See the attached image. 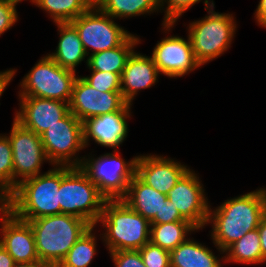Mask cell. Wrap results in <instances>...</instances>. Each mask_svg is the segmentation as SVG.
<instances>
[{
  "label": "cell",
  "mask_w": 266,
  "mask_h": 267,
  "mask_svg": "<svg viewBox=\"0 0 266 267\" xmlns=\"http://www.w3.org/2000/svg\"><path fill=\"white\" fill-rule=\"evenodd\" d=\"M201 1L202 0H160V12L162 13V11H164L161 24L162 33H171L172 28L176 25L178 19L181 18L188 9ZM202 2L205 4V10L215 8L214 0H203Z\"/></svg>",
  "instance_id": "29"
},
{
  "label": "cell",
  "mask_w": 266,
  "mask_h": 267,
  "mask_svg": "<svg viewBox=\"0 0 266 267\" xmlns=\"http://www.w3.org/2000/svg\"><path fill=\"white\" fill-rule=\"evenodd\" d=\"M127 102L121 92H100L89 86L79 75L76 78L70 112L82 123L92 117L120 111Z\"/></svg>",
  "instance_id": "14"
},
{
  "label": "cell",
  "mask_w": 266,
  "mask_h": 267,
  "mask_svg": "<svg viewBox=\"0 0 266 267\" xmlns=\"http://www.w3.org/2000/svg\"><path fill=\"white\" fill-rule=\"evenodd\" d=\"M206 195L198 173L189 169L168 192L167 199L185 220L202 230L207 224L210 208Z\"/></svg>",
  "instance_id": "12"
},
{
  "label": "cell",
  "mask_w": 266,
  "mask_h": 267,
  "mask_svg": "<svg viewBox=\"0 0 266 267\" xmlns=\"http://www.w3.org/2000/svg\"><path fill=\"white\" fill-rule=\"evenodd\" d=\"M260 237V245L263 255V263H266V216L260 221L259 226L257 227Z\"/></svg>",
  "instance_id": "38"
},
{
  "label": "cell",
  "mask_w": 266,
  "mask_h": 267,
  "mask_svg": "<svg viewBox=\"0 0 266 267\" xmlns=\"http://www.w3.org/2000/svg\"><path fill=\"white\" fill-rule=\"evenodd\" d=\"M96 226L88 229L70 248L57 267H89L97 255ZM96 235V236H95Z\"/></svg>",
  "instance_id": "28"
},
{
  "label": "cell",
  "mask_w": 266,
  "mask_h": 267,
  "mask_svg": "<svg viewBox=\"0 0 266 267\" xmlns=\"http://www.w3.org/2000/svg\"><path fill=\"white\" fill-rule=\"evenodd\" d=\"M15 264L14 259L0 244V267H13Z\"/></svg>",
  "instance_id": "39"
},
{
  "label": "cell",
  "mask_w": 266,
  "mask_h": 267,
  "mask_svg": "<svg viewBox=\"0 0 266 267\" xmlns=\"http://www.w3.org/2000/svg\"><path fill=\"white\" fill-rule=\"evenodd\" d=\"M13 267H46L40 261L35 262H15Z\"/></svg>",
  "instance_id": "40"
},
{
  "label": "cell",
  "mask_w": 266,
  "mask_h": 267,
  "mask_svg": "<svg viewBox=\"0 0 266 267\" xmlns=\"http://www.w3.org/2000/svg\"><path fill=\"white\" fill-rule=\"evenodd\" d=\"M89 154L84 156L80 168L107 200L122 199L135 176L138 155L127 161L121 157L119 150H112L99 157Z\"/></svg>",
  "instance_id": "7"
},
{
  "label": "cell",
  "mask_w": 266,
  "mask_h": 267,
  "mask_svg": "<svg viewBox=\"0 0 266 267\" xmlns=\"http://www.w3.org/2000/svg\"><path fill=\"white\" fill-rule=\"evenodd\" d=\"M215 254L209 247L189 236L170 251V267H223L226 265L224 254H221V257Z\"/></svg>",
  "instance_id": "22"
},
{
  "label": "cell",
  "mask_w": 266,
  "mask_h": 267,
  "mask_svg": "<svg viewBox=\"0 0 266 267\" xmlns=\"http://www.w3.org/2000/svg\"><path fill=\"white\" fill-rule=\"evenodd\" d=\"M94 5L117 20L160 12V0H94Z\"/></svg>",
  "instance_id": "24"
},
{
  "label": "cell",
  "mask_w": 266,
  "mask_h": 267,
  "mask_svg": "<svg viewBox=\"0 0 266 267\" xmlns=\"http://www.w3.org/2000/svg\"><path fill=\"white\" fill-rule=\"evenodd\" d=\"M17 70L18 69L10 68L4 71H0V98L7 86L10 85L11 81L15 77Z\"/></svg>",
  "instance_id": "36"
},
{
  "label": "cell",
  "mask_w": 266,
  "mask_h": 267,
  "mask_svg": "<svg viewBox=\"0 0 266 267\" xmlns=\"http://www.w3.org/2000/svg\"><path fill=\"white\" fill-rule=\"evenodd\" d=\"M108 253L115 267H146L139 250H121Z\"/></svg>",
  "instance_id": "34"
},
{
  "label": "cell",
  "mask_w": 266,
  "mask_h": 267,
  "mask_svg": "<svg viewBox=\"0 0 266 267\" xmlns=\"http://www.w3.org/2000/svg\"><path fill=\"white\" fill-rule=\"evenodd\" d=\"M90 76H80L89 86L100 92H121V77L116 73L89 70Z\"/></svg>",
  "instance_id": "31"
},
{
  "label": "cell",
  "mask_w": 266,
  "mask_h": 267,
  "mask_svg": "<svg viewBox=\"0 0 266 267\" xmlns=\"http://www.w3.org/2000/svg\"><path fill=\"white\" fill-rule=\"evenodd\" d=\"M141 41L137 34H131L120 46L88 56L87 68L96 71H109L121 77L129 56L141 44Z\"/></svg>",
  "instance_id": "23"
},
{
  "label": "cell",
  "mask_w": 266,
  "mask_h": 267,
  "mask_svg": "<svg viewBox=\"0 0 266 267\" xmlns=\"http://www.w3.org/2000/svg\"><path fill=\"white\" fill-rule=\"evenodd\" d=\"M154 64L163 76L180 78L199 69L189 36L187 39L178 36H165L157 41L151 53Z\"/></svg>",
  "instance_id": "13"
},
{
  "label": "cell",
  "mask_w": 266,
  "mask_h": 267,
  "mask_svg": "<svg viewBox=\"0 0 266 267\" xmlns=\"http://www.w3.org/2000/svg\"><path fill=\"white\" fill-rule=\"evenodd\" d=\"M40 137L46 156L52 165L81 166L84 156L80 157L79 152L86 148L83 123L71 112L49 127Z\"/></svg>",
  "instance_id": "9"
},
{
  "label": "cell",
  "mask_w": 266,
  "mask_h": 267,
  "mask_svg": "<svg viewBox=\"0 0 266 267\" xmlns=\"http://www.w3.org/2000/svg\"><path fill=\"white\" fill-rule=\"evenodd\" d=\"M189 169L187 164L168 156L140 154L136 161L135 175L146 185L167 195Z\"/></svg>",
  "instance_id": "17"
},
{
  "label": "cell",
  "mask_w": 266,
  "mask_h": 267,
  "mask_svg": "<svg viewBox=\"0 0 266 267\" xmlns=\"http://www.w3.org/2000/svg\"><path fill=\"white\" fill-rule=\"evenodd\" d=\"M198 231L199 229L189 221L151 224L150 242L171 251L183 243L193 232L196 233Z\"/></svg>",
  "instance_id": "26"
},
{
  "label": "cell",
  "mask_w": 266,
  "mask_h": 267,
  "mask_svg": "<svg viewBox=\"0 0 266 267\" xmlns=\"http://www.w3.org/2000/svg\"><path fill=\"white\" fill-rule=\"evenodd\" d=\"M31 3L45 11L53 23H66L85 13L94 0H33Z\"/></svg>",
  "instance_id": "27"
},
{
  "label": "cell",
  "mask_w": 266,
  "mask_h": 267,
  "mask_svg": "<svg viewBox=\"0 0 266 267\" xmlns=\"http://www.w3.org/2000/svg\"><path fill=\"white\" fill-rule=\"evenodd\" d=\"M146 267H170V251L151 242L139 249Z\"/></svg>",
  "instance_id": "32"
},
{
  "label": "cell",
  "mask_w": 266,
  "mask_h": 267,
  "mask_svg": "<svg viewBox=\"0 0 266 267\" xmlns=\"http://www.w3.org/2000/svg\"><path fill=\"white\" fill-rule=\"evenodd\" d=\"M8 209V197L0 190V214Z\"/></svg>",
  "instance_id": "41"
},
{
  "label": "cell",
  "mask_w": 266,
  "mask_h": 267,
  "mask_svg": "<svg viewBox=\"0 0 266 267\" xmlns=\"http://www.w3.org/2000/svg\"><path fill=\"white\" fill-rule=\"evenodd\" d=\"M21 2L23 0L0 1V37L17 23L19 19L17 4Z\"/></svg>",
  "instance_id": "33"
},
{
  "label": "cell",
  "mask_w": 266,
  "mask_h": 267,
  "mask_svg": "<svg viewBox=\"0 0 266 267\" xmlns=\"http://www.w3.org/2000/svg\"><path fill=\"white\" fill-rule=\"evenodd\" d=\"M0 190L9 197L13 193V154L8 136L0 134Z\"/></svg>",
  "instance_id": "30"
},
{
  "label": "cell",
  "mask_w": 266,
  "mask_h": 267,
  "mask_svg": "<svg viewBox=\"0 0 266 267\" xmlns=\"http://www.w3.org/2000/svg\"><path fill=\"white\" fill-rule=\"evenodd\" d=\"M13 154V192L17 185L30 177L41 174L44 162L49 163L40 135L23 127L13 119L12 128L6 134Z\"/></svg>",
  "instance_id": "11"
},
{
  "label": "cell",
  "mask_w": 266,
  "mask_h": 267,
  "mask_svg": "<svg viewBox=\"0 0 266 267\" xmlns=\"http://www.w3.org/2000/svg\"><path fill=\"white\" fill-rule=\"evenodd\" d=\"M25 221L32 227L37 256L46 267H57L76 241L92 227L87 221L70 214Z\"/></svg>",
  "instance_id": "2"
},
{
  "label": "cell",
  "mask_w": 266,
  "mask_h": 267,
  "mask_svg": "<svg viewBox=\"0 0 266 267\" xmlns=\"http://www.w3.org/2000/svg\"><path fill=\"white\" fill-rule=\"evenodd\" d=\"M21 181L8 197V209L19 219L60 214V166Z\"/></svg>",
  "instance_id": "4"
},
{
  "label": "cell",
  "mask_w": 266,
  "mask_h": 267,
  "mask_svg": "<svg viewBox=\"0 0 266 267\" xmlns=\"http://www.w3.org/2000/svg\"><path fill=\"white\" fill-rule=\"evenodd\" d=\"M225 263L258 265L263 264L259 231L245 233L238 241L224 251Z\"/></svg>",
  "instance_id": "25"
},
{
  "label": "cell",
  "mask_w": 266,
  "mask_h": 267,
  "mask_svg": "<svg viewBox=\"0 0 266 267\" xmlns=\"http://www.w3.org/2000/svg\"><path fill=\"white\" fill-rule=\"evenodd\" d=\"M132 105L126 104L120 111L102 114L83 122L84 144L90 140L101 147L118 150L128 136V120L132 117Z\"/></svg>",
  "instance_id": "15"
},
{
  "label": "cell",
  "mask_w": 266,
  "mask_h": 267,
  "mask_svg": "<svg viewBox=\"0 0 266 267\" xmlns=\"http://www.w3.org/2000/svg\"><path fill=\"white\" fill-rule=\"evenodd\" d=\"M19 110L14 119L38 135L62 120L69 112V103L56 99L18 97Z\"/></svg>",
  "instance_id": "16"
},
{
  "label": "cell",
  "mask_w": 266,
  "mask_h": 267,
  "mask_svg": "<svg viewBox=\"0 0 266 267\" xmlns=\"http://www.w3.org/2000/svg\"><path fill=\"white\" fill-rule=\"evenodd\" d=\"M266 216V188H257L237 197L229 198L209 208L206 227L211 226L212 243L220 254L245 233L255 230Z\"/></svg>",
  "instance_id": "1"
},
{
  "label": "cell",
  "mask_w": 266,
  "mask_h": 267,
  "mask_svg": "<svg viewBox=\"0 0 266 267\" xmlns=\"http://www.w3.org/2000/svg\"><path fill=\"white\" fill-rule=\"evenodd\" d=\"M59 41L54 52L47 53L58 65L76 73L82 61L88 63V55L82 45L76 28L70 23H55ZM86 58V59H85Z\"/></svg>",
  "instance_id": "20"
},
{
  "label": "cell",
  "mask_w": 266,
  "mask_h": 267,
  "mask_svg": "<svg viewBox=\"0 0 266 267\" xmlns=\"http://www.w3.org/2000/svg\"><path fill=\"white\" fill-rule=\"evenodd\" d=\"M97 224H102L100 238L109 252L139 250L150 242V222L122 199L106 200Z\"/></svg>",
  "instance_id": "3"
},
{
  "label": "cell",
  "mask_w": 266,
  "mask_h": 267,
  "mask_svg": "<svg viewBox=\"0 0 266 267\" xmlns=\"http://www.w3.org/2000/svg\"><path fill=\"white\" fill-rule=\"evenodd\" d=\"M0 244L15 262L39 261L32 227L9 209L0 214Z\"/></svg>",
  "instance_id": "18"
},
{
  "label": "cell",
  "mask_w": 266,
  "mask_h": 267,
  "mask_svg": "<svg viewBox=\"0 0 266 267\" xmlns=\"http://www.w3.org/2000/svg\"><path fill=\"white\" fill-rule=\"evenodd\" d=\"M206 11L205 17L191 21L186 27L195 59L201 67L231 48L238 28L233 13L216 12L214 8Z\"/></svg>",
  "instance_id": "6"
},
{
  "label": "cell",
  "mask_w": 266,
  "mask_h": 267,
  "mask_svg": "<svg viewBox=\"0 0 266 267\" xmlns=\"http://www.w3.org/2000/svg\"><path fill=\"white\" fill-rule=\"evenodd\" d=\"M122 200L135 212L151 222L155 217H161V209L164 202H167V195L146 185L135 175Z\"/></svg>",
  "instance_id": "21"
},
{
  "label": "cell",
  "mask_w": 266,
  "mask_h": 267,
  "mask_svg": "<svg viewBox=\"0 0 266 267\" xmlns=\"http://www.w3.org/2000/svg\"><path fill=\"white\" fill-rule=\"evenodd\" d=\"M115 20L93 4L70 23L76 28L82 45L90 56L120 46L132 34Z\"/></svg>",
  "instance_id": "10"
},
{
  "label": "cell",
  "mask_w": 266,
  "mask_h": 267,
  "mask_svg": "<svg viewBox=\"0 0 266 267\" xmlns=\"http://www.w3.org/2000/svg\"><path fill=\"white\" fill-rule=\"evenodd\" d=\"M106 200L80 167L60 166V214H70L96 226Z\"/></svg>",
  "instance_id": "5"
},
{
  "label": "cell",
  "mask_w": 266,
  "mask_h": 267,
  "mask_svg": "<svg viewBox=\"0 0 266 267\" xmlns=\"http://www.w3.org/2000/svg\"><path fill=\"white\" fill-rule=\"evenodd\" d=\"M254 19L260 27L266 28V0H259Z\"/></svg>",
  "instance_id": "37"
},
{
  "label": "cell",
  "mask_w": 266,
  "mask_h": 267,
  "mask_svg": "<svg viewBox=\"0 0 266 267\" xmlns=\"http://www.w3.org/2000/svg\"><path fill=\"white\" fill-rule=\"evenodd\" d=\"M160 75L151 56L134 50L121 75V94L124 100L132 105L138 92L154 86Z\"/></svg>",
  "instance_id": "19"
},
{
  "label": "cell",
  "mask_w": 266,
  "mask_h": 267,
  "mask_svg": "<svg viewBox=\"0 0 266 267\" xmlns=\"http://www.w3.org/2000/svg\"><path fill=\"white\" fill-rule=\"evenodd\" d=\"M78 75L64 69L48 55L37 61L19 84L18 97H38L70 103Z\"/></svg>",
  "instance_id": "8"
},
{
  "label": "cell",
  "mask_w": 266,
  "mask_h": 267,
  "mask_svg": "<svg viewBox=\"0 0 266 267\" xmlns=\"http://www.w3.org/2000/svg\"><path fill=\"white\" fill-rule=\"evenodd\" d=\"M177 221H188L185 220L177 208H174L172 202L167 199V202H164V206L161 209V217H155L150 224H163Z\"/></svg>",
  "instance_id": "35"
}]
</instances>
